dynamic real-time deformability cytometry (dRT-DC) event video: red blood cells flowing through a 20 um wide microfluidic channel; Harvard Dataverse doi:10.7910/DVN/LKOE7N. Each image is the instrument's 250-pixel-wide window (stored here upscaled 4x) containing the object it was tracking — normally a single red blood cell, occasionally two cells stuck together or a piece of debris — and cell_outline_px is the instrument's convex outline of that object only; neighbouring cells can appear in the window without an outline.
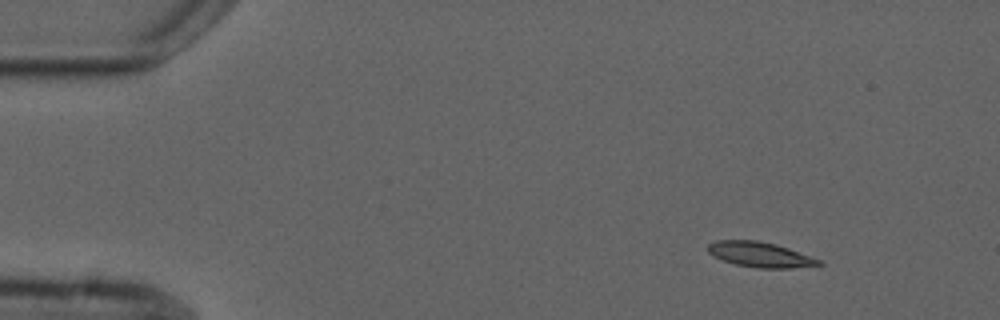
{"species": "common noctule bat (a hibernating species)", "species_latin": "Nyctalus noctula", "temperature_condition": "cold", "stored_images_in_passage": 4, "camera_frame_rate_fps": 3000, "um_per_image_px": 0.085, "animal": {"sex": "male", "forearm_length_mm": 52.5}, "frame": {"image": 1, "passage_image": 1, "time_ms": 0.0, "image_size_px": [1000, 320], "cell_outline_px": [[824, 264], [792, 268], [760, 268], [736, 264], [712, 256], [708, 252], [708, 244], [716, 240], [756, 240], [776, 244], [788, 248], [820, 260]], "centroid_in_image_um": [64.58, 21.63], "position_along_channel_um": 20.4, "area_um2": 16.07}}
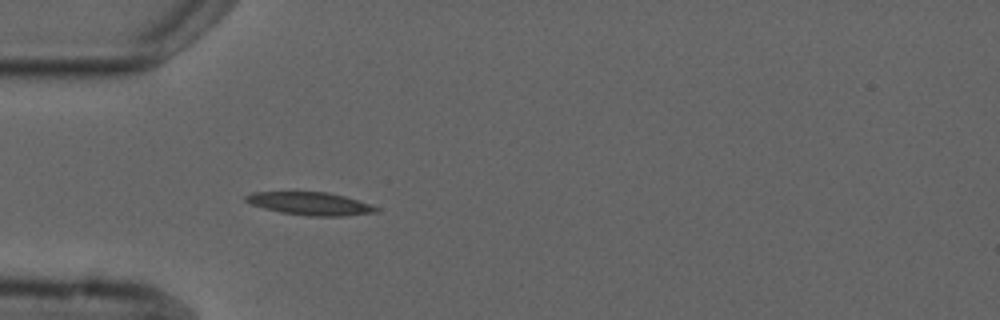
{"frame": {"image": 2, "passage_image": 4, "time_ms": 3.333, "image_size_px": [1000, 320], "cell_outline_px": [[380, 208], [376, 212], [344, 216], [308, 216], [280, 212], [264, 208], [252, 204], [244, 200], [244, 196], [252, 192], [328, 192], [344, 196]], "centroid_in_image_um": [26.33, 17.31], "position_along_channel_um": 58.7, "area_um2": 17.22}}